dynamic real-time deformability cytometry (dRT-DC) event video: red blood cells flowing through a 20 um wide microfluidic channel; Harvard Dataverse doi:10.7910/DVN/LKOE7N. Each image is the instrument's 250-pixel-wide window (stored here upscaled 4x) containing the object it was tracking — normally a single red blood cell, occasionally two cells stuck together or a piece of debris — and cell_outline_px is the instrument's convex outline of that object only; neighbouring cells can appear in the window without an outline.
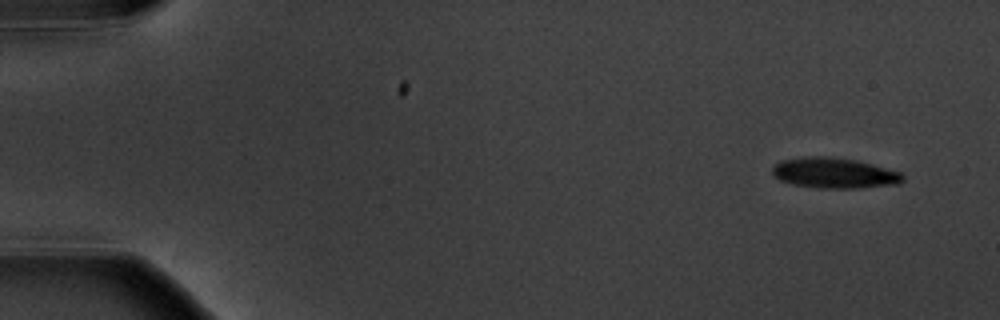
{"species": "common noctule bat (a hibernating species)", "species_latin": "Nyctalus noctula", "temperature_condition": "warm", "stored_images_in_passage": 7, "camera_frame_rate_fps": 3000, "um_per_image_px": 0.085, "animal": {"sex": "male", "body_mass_g": 20.1, "forearm_length_mm": 53.5}, "frame": {"image": 1, "passage_image": 1, "time_ms": 0.0, "image_size_px": [1000, 320], "cell_outline_px": [[904, 180], [900, 184], [860, 188], [820, 188], [792, 184], [780, 180], [772, 172], [772, 168], [780, 160], [808, 156], [832, 156], [856, 160], [872, 164], [900, 172], [904, 176]], "centroid_in_image_um": [70.94, 14.7], "position_along_channel_um": 14.1, "area_um2": 23.29}}
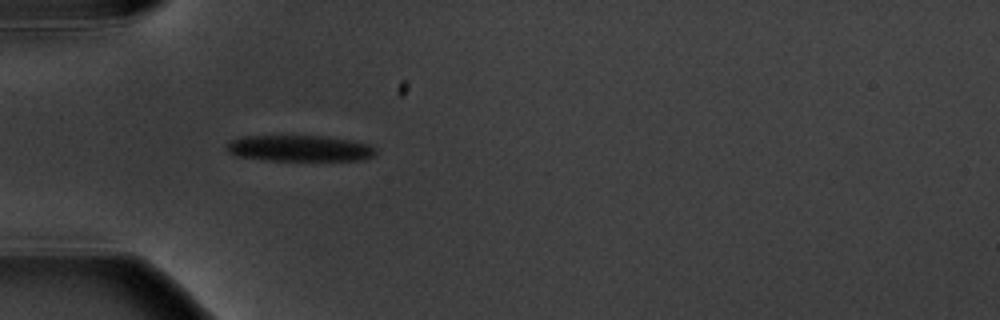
{"frame": {"image": 2, "passage_image": 5, "time_ms": 4.667, "image_size_px": [1000, 320], "cell_outline_px": [[376, 156], [360, 160], [260, 160], [236, 156], [228, 152], [224, 148], [232, 140], [244, 136], [324, 136], [352, 140], [368, 144], [376, 148]], "centroid_in_image_um": [25.47, 12.61], "position_along_channel_um": 59.5, "area_um2": 22.83}}
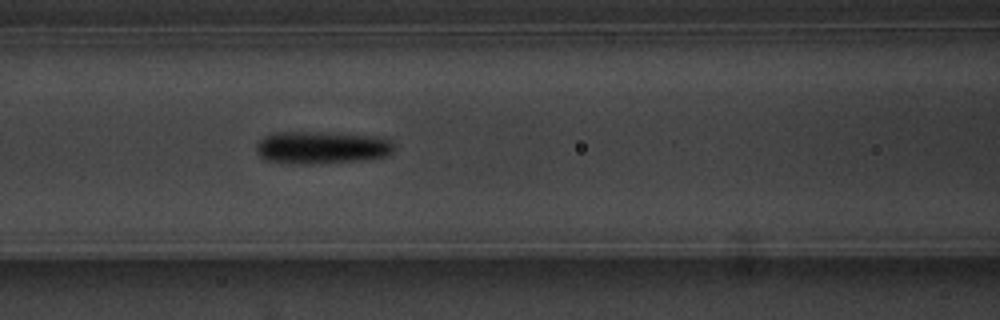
{"frame": {"image": 3, "passage_image": 7, "time_ms": 7.0, "image_size_px": [1000, 320], "cell_outline_px": [[392, 152], [384, 156], [360, 160], [304, 164], [288, 164], [264, 160], [256, 152], [256, 144], [264, 136], [276, 132], [320, 132], [376, 136], [392, 140]], "centroid_in_image_um": [27.27, 12.54], "position_along_channel_um": 139.3, "area_um2": 26.07}}